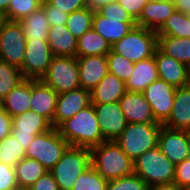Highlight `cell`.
<instances>
[{"label": "cell", "instance_id": "cell-1", "mask_svg": "<svg viewBox=\"0 0 190 190\" xmlns=\"http://www.w3.org/2000/svg\"><path fill=\"white\" fill-rule=\"evenodd\" d=\"M57 129L71 146L92 149L105 141L93 104L64 121Z\"/></svg>", "mask_w": 190, "mask_h": 190}, {"label": "cell", "instance_id": "cell-2", "mask_svg": "<svg viewBox=\"0 0 190 190\" xmlns=\"http://www.w3.org/2000/svg\"><path fill=\"white\" fill-rule=\"evenodd\" d=\"M91 165L107 181L134 173V161L116 141H104L92 148Z\"/></svg>", "mask_w": 190, "mask_h": 190}, {"label": "cell", "instance_id": "cell-3", "mask_svg": "<svg viewBox=\"0 0 190 190\" xmlns=\"http://www.w3.org/2000/svg\"><path fill=\"white\" fill-rule=\"evenodd\" d=\"M91 166V149L69 145L49 170L59 190H72L80 174Z\"/></svg>", "mask_w": 190, "mask_h": 190}, {"label": "cell", "instance_id": "cell-4", "mask_svg": "<svg viewBox=\"0 0 190 190\" xmlns=\"http://www.w3.org/2000/svg\"><path fill=\"white\" fill-rule=\"evenodd\" d=\"M162 125L160 123H127L122 134L115 141L135 161L146 151L158 146Z\"/></svg>", "mask_w": 190, "mask_h": 190}, {"label": "cell", "instance_id": "cell-5", "mask_svg": "<svg viewBox=\"0 0 190 190\" xmlns=\"http://www.w3.org/2000/svg\"><path fill=\"white\" fill-rule=\"evenodd\" d=\"M158 48L156 31L135 26L127 35L111 45V50L136 63L154 56Z\"/></svg>", "mask_w": 190, "mask_h": 190}, {"label": "cell", "instance_id": "cell-6", "mask_svg": "<svg viewBox=\"0 0 190 190\" xmlns=\"http://www.w3.org/2000/svg\"><path fill=\"white\" fill-rule=\"evenodd\" d=\"M134 174L142 178L149 186L174 183L175 165L157 146L134 161Z\"/></svg>", "mask_w": 190, "mask_h": 190}, {"label": "cell", "instance_id": "cell-7", "mask_svg": "<svg viewBox=\"0 0 190 190\" xmlns=\"http://www.w3.org/2000/svg\"><path fill=\"white\" fill-rule=\"evenodd\" d=\"M69 146L57 128L38 134L25 150V157L39 161L48 171L61 159Z\"/></svg>", "mask_w": 190, "mask_h": 190}, {"label": "cell", "instance_id": "cell-8", "mask_svg": "<svg viewBox=\"0 0 190 190\" xmlns=\"http://www.w3.org/2000/svg\"><path fill=\"white\" fill-rule=\"evenodd\" d=\"M41 80L58 94L80 88L77 57L53 56L51 64Z\"/></svg>", "mask_w": 190, "mask_h": 190}, {"label": "cell", "instance_id": "cell-9", "mask_svg": "<svg viewBox=\"0 0 190 190\" xmlns=\"http://www.w3.org/2000/svg\"><path fill=\"white\" fill-rule=\"evenodd\" d=\"M26 38L18 21L7 20L0 30L1 58L7 64L22 68Z\"/></svg>", "mask_w": 190, "mask_h": 190}, {"label": "cell", "instance_id": "cell-10", "mask_svg": "<svg viewBox=\"0 0 190 190\" xmlns=\"http://www.w3.org/2000/svg\"><path fill=\"white\" fill-rule=\"evenodd\" d=\"M53 54L47 40H27L22 75L26 79L40 80L46 74Z\"/></svg>", "mask_w": 190, "mask_h": 190}, {"label": "cell", "instance_id": "cell-11", "mask_svg": "<svg viewBox=\"0 0 190 190\" xmlns=\"http://www.w3.org/2000/svg\"><path fill=\"white\" fill-rule=\"evenodd\" d=\"M176 87L158 78L142 92L149 102L156 122L164 124L170 117Z\"/></svg>", "mask_w": 190, "mask_h": 190}, {"label": "cell", "instance_id": "cell-12", "mask_svg": "<svg viewBox=\"0 0 190 190\" xmlns=\"http://www.w3.org/2000/svg\"><path fill=\"white\" fill-rule=\"evenodd\" d=\"M158 147L176 166L189 158L190 134L186 130L170 129L162 125L158 138Z\"/></svg>", "mask_w": 190, "mask_h": 190}, {"label": "cell", "instance_id": "cell-13", "mask_svg": "<svg viewBox=\"0 0 190 190\" xmlns=\"http://www.w3.org/2000/svg\"><path fill=\"white\" fill-rule=\"evenodd\" d=\"M105 141H115L127 125L119 102L93 104Z\"/></svg>", "mask_w": 190, "mask_h": 190}, {"label": "cell", "instance_id": "cell-14", "mask_svg": "<svg viewBox=\"0 0 190 190\" xmlns=\"http://www.w3.org/2000/svg\"><path fill=\"white\" fill-rule=\"evenodd\" d=\"M91 104L90 91L78 88L58 94L53 127L58 128L64 121L72 118L80 110Z\"/></svg>", "mask_w": 190, "mask_h": 190}, {"label": "cell", "instance_id": "cell-15", "mask_svg": "<svg viewBox=\"0 0 190 190\" xmlns=\"http://www.w3.org/2000/svg\"><path fill=\"white\" fill-rule=\"evenodd\" d=\"M58 93L41 79H31L30 110L45 117L53 126Z\"/></svg>", "mask_w": 190, "mask_h": 190}, {"label": "cell", "instance_id": "cell-16", "mask_svg": "<svg viewBox=\"0 0 190 190\" xmlns=\"http://www.w3.org/2000/svg\"><path fill=\"white\" fill-rule=\"evenodd\" d=\"M81 88L93 90L109 72L106 55L77 57Z\"/></svg>", "mask_w": 190, "mask_h": 190}, {"label": "cell", "instance_id": "cell-17", "mask_svg": "<svg viewBox=\"0 0 190 190\" xmlns=\"http://www.w3.org/2000/svg\"><path fill=\"white\" fill-rule=\"evenodd\" d=\"M127 123H158L143 93L126 92L119 101Z\"/></svg>", "mask_w": 190, "mask_h": 190}, {"label": "cell", "instance_id": "cell-18", "mask_svg": "<svg viewBox=\"0 0 190 190\" xmlns=\"http://www.w3.org/2000/svg\"><path fill=\"white\" fill-rule=\"evenodd\" d=\"M154 58L160 79L176 88L187 86L188 67L185 64L166 55L159 48L156 49Z\"/></svg>", "mask_w": 190, "mask_h": 190}, {"label": "cell", "instance_id": "cell-19", "mask_svg": "<svg viewBox=\"0 0 190 190\" xmlns=\"http://www.w3.org/2000/svg\"><path fill=\"white\" fill-rule=\"evenodd\" d=\"M175 11L173 0H149L143 7L142 13L136 21L137 26L158 31Z\"/></svg>", "mask_w": 190, "mask_h": 190}, {"label": "cell", "instance_id": "cell-20", "mask_svg": "<svg viewBox=\"0 0 190 190\" xmlns=\"http://www.w3.org/2000/svg\"><path fill=\"white\" fill-rule=\"evenodd\" d=\"M163 125L170 129H190V86L177 87L172 112Z\"/></svg>", "mask_w": 190, "mask_h": 190}, {"label": "cell", "instance_id": "cell-21", "mask_svg": "<svg viewBox=\"0 0 190 190\" xmlns=\"http://www.w3.org/2000/svg\"><path fill=\"white\" fill-rule=\"evenodd\" d=\"M135 26H137L135 20L108 19L94 11L92 28L111 45L127 35Z\"/></svg>", "mask_w": 190, "mask_h": 190}, {"label": "cell", "instance_id": "cell-22", "mask_svg": "<svg viewBox=\"0 0 190 190\" xmlns=\"http://www.w3.org/2000/svg\"><path fill=\"white\" fill-rule=\"evenodd\" d=\"M126 92L125 82L108 72L98 85L90 91L91 104L119 102Z\"/></svg>", "mask_w": 190, "mask_h": 190}, {"label": "cell", "instance_id": "cell-23", "mask_svg": "<svg viewBox=\"0 0 190 190\" xmlns=\"http://www.w3.org/2000/svg\"><path fill=\"white\" fill-rule=\"evenodd\" d=\"M159 78L154 56L134 63V71L126 81L128 92L142 93L148 85Z\"/></svg>", "mask_w": 190, "mask_h": 190}, {"label": "cell", "instance_id": "cell-24", "mask_svg": "<svg viewBox=\"0 0 190 190\" xmlns=\"http://www.w3.org/2000/svg\"><path fill=\"white\" fill-rule=\"evenodd\" d=\"M30 99L31 79L25 78L0 101V105L14 117L30 110Z\"/></svg>", "mask_w": 190, "mask_h": 190}, {"label": "cell", "instance_id": "cell-25", "mask_svg": "<svg viewBox=\"0 0 190 190\" xmlns=\"http://www.w3.org/2000/svg\"><path fill=\"white\" fill-rule=\"evenodd\" d=\"M77 41L78 39L71 34L66 25L50 26L47 42L53 56L76 57Z\"/></svg>", "mask_w": 190, "mask_h": 190}, {"label": "cell", "instance_id": "cell-26", "mask_svg": "<svg viewBox=\"0 0 190 190\" xmlns=\"http://www.w3.org/2000/svg\"><path fill=\"white\" fill-rule=\"evenodd\" d=\"M52 124L43 116L29 110L20 115L12 117L11 132L44 133L52 128Z\"/></svg>", "mask_w": 190, "mask_h": 190}, {"label": "cell", "instance_id": "cell-27", "mask_svg": "<svg viewBox=\"0 0 190 190\" xmlns=\"http://www.w3.org/2000/svg\"><path fill=\"white\" fill-rule=\"evenodd\" d=\"M18 22L26 40H47L50 24L42 7Z\"/></svg>", "mask_w": 190, "mask_h": 190}, {"label": "cell", "instance_id": "cell-28", "mask_svg": "<svg viewBox=\"0 0 190 190\" xmlns=\"http://www.w3.org/2000/svg\"><path fill=\"white\" fill-rule=\"evenodd\" d=\"M158 48L187 67L190 65V38L158 35Z\"/></svg>", "mask_w": 190, "mask_h": 190}, {"label": "cell", "instance_id": "cell-29", "mask_svg": "<svg viewBox=\"0 0 190 190\" xmlns=\"http://www.w3.org/2000/svg\"><path fill=\"white\" fill-rule=\"evenodd\" d=\"M110 51L111 44L92 28L78 39L76 57L107 55Z\"/></svg>", "mask_w": 190, "mask_h": 190}, {"label": "cell", "instance_id": "cell-30", "mask_svg": "<svg viewBox=\"0 0 190 190\" xmlns=\"http://www.w3.org/2000/svg\"><path fill=\"white\" fill-rule=\"evenodd\" d=\"M47 171L39 161L24 157L15 166L19 189H28Z\"/></svg>", "mask_w": 190, "mask_h": 190}, {"label": "cell", "instance_id": "cell-31", "mask_svg": "<svg viewBox=\"0 0 190 190\" xmlns=\"http://www.w3.org/2000/svg\"><path fill=\"white\" fill-rule=\"evenodd\" d=\"M157 35L190 38V19L185 13L175 10L157 31Z\"/></svg>", "mask_w": 190, "mask_h": 190}, {"label": "cell", "instance_id": "cell-32", "mask_svg": "<svg viewBox=\"0 0 190 190\" xmlns=\"http://www.w3.org/2000/svg\"><path fill=\"white\" fill-rule=\"evenodd\" d=\"M94 10L87 7L69 14L66 27L71 34L79 39L84 33L92 29Z\"/></svg>", "mask_w": 190, "mask_h": 190}, {"label": "cell", "instance_id": "cell-33", "mask_svg": "<svg viewBox=\"0 0 190 190\" xmlns=\"http://www.w3.org/2000/svg\"><path fill=\"white\" fill-rule=\"evenodd\" d=\"M25 157V150L10 134L0 141V162L12 167Z\"/></svg>", "mask_w": 190, "mask_h": 190}, {"label": "cell", "instance_id": "cell-34", "mask_svg": "<svg viewBox=\"0 0 190 190\" xmlns=\"http://www.w3.org/2000/svg\"><path fill=\"white\" fill-rule=\"evenodd\" d=\"M25 78L19 68L0 61V101Z\"/></svg>", "mask_w": 190, "mask_h": 190}, {"label": "cell", "instance_id": "cell-35", "mask_svg": "<svg viewBox=\"0 0 190 190\" xmlns=\"http://www.w3.org/2000/svg\"><path fill=\"white\" fill-rule=\"evenodd\" d=\"M107 183L91 165L78 176L72 190H106Z\"/></svg>", "mask_w": 190, "mask_h": 190}, {"label": "cell", "instance_id": "cell-36", "mask_svg": "<svg viewBox=\"0 0 190 190\" xmlns=\"http://www.w3.org/2000/svg\"><path fill=\"white\" fill-rule=\"evenodd\" d=\"M43 0H11L8 11L5 13L7 20L21 21L34 11H37Z\"/></svg>", "mask_w": 190, "mask_h": 190}, {"label": "cell", "instance_id": "cell-37", "mask_svg": "<svg viewBox=\"0 0 190 190\" xmlns=\"http://www.w3.org/2000/svg\"><path fill=\"white\" fill-rule=\"evenodd\" d=\"M106 56L109 73L114 74L126 83L134 71V63L112 50Z\"/></svg>", "mask_w": 190, "mask_h": 190}, {"label": "cell", "instance_id": "cell-38", "mask_svg": "<svg viewBox=\"0 0 190 190\" xmlns=\"http://www.w3.org/2000/svg\"><path fill=\"white\" fill-rule=\"evenodd\" d=\"M106 190H149V185L133 173L126 177L108 181Z\"/></svg>", "mask_w": 190, "mask_h": 190}, {"label": "cell", "instance_id": "cell-39", "mask_svg": "<svg viewBox=\"0 0 190 190\" xmlns=\"http://www.w3.org/2000/svg\"><path fill=\"white\" fill-rule=\"evenodd\" d=\"M97 12L108 19L134 20L131 15L119 4L118 1L100 7Z\"/></svg>", "mask_w": 190, "mask_h": 190}, {"label": "cell", "instance_id": "cell-40", "mask_svg": "<svg viewBox=\"0 0 190 190\" xmlns=\"http://www.w3.org/2000/svg\"><path fill=\"white\" fill-rule=\"evenodd\" d=\"M0 190H19L15 167L0 162Z\"/></svg>", "mask_w": 190, "mask_h": 190}, {"label": "cell", "instance_id": "cell-41", "mask_svg": "<svg viewBox=\"0 0 190 190\" xmlns=\"http://www.w3.org/2000/svg\"><path fill=\"white\" fill-rule=\"evenodd\" d=\"M41 7L45 10V15L50 26L66 25L69 17L68 13L57 9V7L51 5L47 0H43Z\"/></svg>", "mask_w": 190, "mask_h": 190}, {"label": "cell", "instance_id": "cell-42", "mask_svg": "<svg viewBox=\"0 0 190 190\" xmlns=\"http://www.w3.org/2000/svg\"><path fill=\"white\" fill-rule=\"evenodd\" d=\"M174 183L181 188L190 186V158L183 160L175 166Z\"/></svg>", "mask_w": 190, "mask_h": 190}, {"label": "cell", "instance_id": "cell-43", "mask_svg": "<svg viewBox=\"0 0 190 190\" xmlns=\"http://www.w3.org/2000/svg\"><path fill=\"white\" fill-rule=\"evenodd\" d=\"M51 5L68 14L86 7V0H47Z\"/></svg>", "mask_w": 190, "mask_h": 190}, {"label": "cell", "instance_id": "cell-44", "mask_svg": "<svg viewBox=\"0 0 190 190\" xmlns=\"http://www.w3.org/2000/svg\"><path fill=\"white\" fill-rule=\"evenodd\" d=\"M149 0H118L119 4L137 21Z\"/></svg>", "mask_w": 190, "mask_h": 190}, {"label": "cell", "instance_id": "cell-45", "mask_svg": "<svg viewBox=\"0 0 190 190\" xmlns=\"http://www.w3.org/2000/svg\"><path fill=\"white\" fill-rule=\"evenodd\" d=\"M27 190H59V187L53 178V175L47 171Z\"/></svg>", "mask_w": 190, "mask_h": 190}, {"label": "cell", "instance_id": "cell-46", "mask_svg": "<svg viewBox=\"0 0 190 190\" xmlns=\"http://www.w3.org/2000/svg\"><path fill=\"white\" fill-rule=\"evenodd\" d=\"M12 117L0 105V141L11 134Z\"/></svg>", "mask_w": 190, "mask_h": 190}, {"label": "cell", "instance_id": "cell-47", "mask_svg": "<svg viewBox=\"0 0 190 190\" xmlns=\"http://www.w3.org/2000/svg\"><path fill=\"white\" fill-rule=\"evenodd\" d=\"M11 135L18 141V143L23 146V149L26 150L31 141L36 136L34 133H25V132H11Z\"/></svg>", "mask_w": 190, "mask_h": 190}, {"label": "cell", "instance_id": "cell-48", "mask_svg": "<svg viewBox=\"0 0 190 190\" xmlns=\"http://www.w3.org/2000/svg\"><path fill=\"white\" fill-rule=\"evenodd\" d=\"M116 1L118 0H86V7L97 11L100 7Z\"/></svg>", "mask_w": 190, "mask_h": 190}, {"label": "cell", "instance_id": "cell-49", "mask_svg": "<svg viewBox=\"0 0 190 190\" xmlns=\"http://www.w3.org/2000/svg\"><path fill=\"white\" fill-rule=\"evenodd\" d=\"M149 190H184L175 183L149 186Z\"/></svg>", "mask_w": 190, "mask_h": 190}, {"label": "cell", "instance_id": "cell-50", "mask_svg": "<svg viewBox=\"0 0 190 190\" xmlns=\"http://www.w3.org/2000/svg\"><path fill=\"white\" fill-rule=\"evenodd\" d=\"M175 10L186 13L190 4V0H173Z\"/></svg>", "mask_w": 190, "mask_h": 190}, {"label": "cell", "instance_id": "cell-51", "mask_svg": "<svg viewBox=\"0 0 190 190\" xmlns=\"http://www.w3.org/2000/svg\"><path fill=\"white\" fill-rule=\"evenodd\" d=\"M10 2L11 0H0V11L6 13L8 11Z\"/></svg>", "mask_w": 190, "mask_h": 190}, {"label": "cell", "instance_id": "cell-52", "mask_svg": "<svg viewBox=\"0 0 190 190\" xmlns=\"http://www.w3.org/2000/svg\"><path fill=\"white\" fill-rule=\"evenodd\" d=\"M7 21L6 14L0 11V30L3 28V25Z\"/></svg>", "mask_w": 190, "mask_h": 190}, {"label": "cell", "instance_id": "cell-53", "mask_svg": "<svg viewBox=\"0 0 190 190\" xmlns=\"http://www.w3.org/2000/svg\"><path fill=\"white\" fill-rule=\"evenodd\" d=\"M187 85L190 86V65L188 66V71H187Z\"/></svg>", "mask_w": 190, "mask_h": 190}, {"label": "cell", "instance_id": "cell-54", "mask_svg": "<svg viewBox=\"0 0 190 190\" xmlns=\"http://www.w3.org/2000/svg\"><path fill=\"white\" fill-rule=\"evenodd\" d=\"M185 14L190 19V4H189V7H188V11Z\"/></svg>", "mask_w": 190, "mask_h": 190}, {"label": "cell", "instance_id": "cell-55", "mask_svg": "<svg viewBox=\"0 0 190 190\" xmlns=\"http://www.w3.org/2000/svg\"><path fill=\"white\" fill-rule=\"evenodd\" d=\"M184 190H190V186H189V187L184 188Z\"/></svg>", "mask_w": 190, "mask_h": 190}]
</instances>
